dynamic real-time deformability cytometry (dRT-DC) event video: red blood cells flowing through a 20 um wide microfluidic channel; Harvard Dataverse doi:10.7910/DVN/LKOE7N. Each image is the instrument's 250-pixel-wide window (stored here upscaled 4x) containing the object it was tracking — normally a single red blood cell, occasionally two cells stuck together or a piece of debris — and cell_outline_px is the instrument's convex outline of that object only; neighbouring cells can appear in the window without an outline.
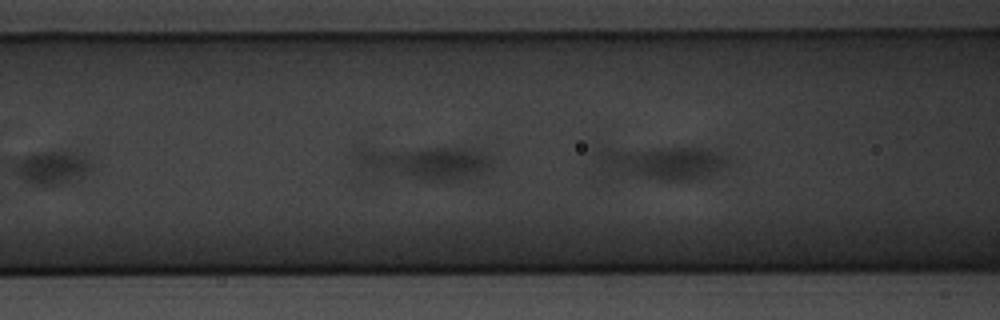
{"species": "common noctule bat (a hibernating species)", "species_latin": "Nyctalus noctula", "temperature_condition": "warm", "stored_images_in_passage": 9, "segment_of_instrument_passage": [2, 2], "camera_frame_rate_fps": 3000, "um_per_image_px": 0.085, "animal": {"sex": "male", "body_mass_g": 20.1, "forearm_length_mm": 53.5}, "frame": {"image": 1, "passage_image": 9, "time_ms": 2.667, "image_size_px": [1000, 320], "cell_outline_px": [[736, 168], [712, 176], [696, 180], [608, 184], [600, 180], [592, 152], [596, 148], [708, 148], [724, 152], [732, 160]], "centroid_in_image_um": [56.03, 13.97], "position_along_channel_um": 110.6, "area_um2": 31.04}}